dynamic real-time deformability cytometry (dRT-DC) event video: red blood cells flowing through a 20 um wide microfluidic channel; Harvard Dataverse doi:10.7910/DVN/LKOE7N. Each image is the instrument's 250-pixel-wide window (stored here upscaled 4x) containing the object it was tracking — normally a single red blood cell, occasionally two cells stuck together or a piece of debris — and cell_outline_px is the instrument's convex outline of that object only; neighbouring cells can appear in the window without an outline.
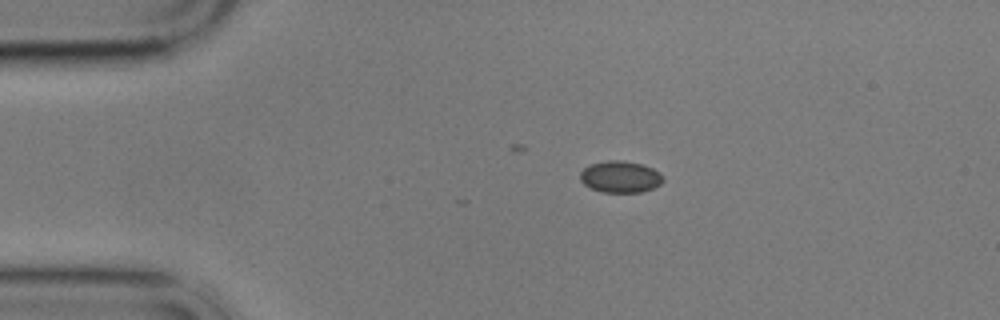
{"species": "common noctule bat (a hibernating species)", "species_latin": "Nyctalus noctula", "temperature_condition": "cold", "stored_images_in_passage": 2, "camera_frame_rate_fps": 3000, "um_per_image_px": 0.085, "animal": {"sex": "male", "body_mass_g": 17.9}, "frame": {"image": 1, "passage_image": 1, "time_ms": 0.0, "image_size_px": [1000, 320], "cell_outline_px": [[664, 180], [660, 184], [652, 188], [640, 192], [604, 192], [592, 188], [584, 184], [580, 180], [580, 172], [584, 168], [592, 164], [608, 160], [624, 160], [640, 164], [652, 168], [660, 172], [664, 176]], "centroid_in_image_um": [52.74, 15.02], "position_along_channel_um": 32.3, "area_um2": 15.2}}